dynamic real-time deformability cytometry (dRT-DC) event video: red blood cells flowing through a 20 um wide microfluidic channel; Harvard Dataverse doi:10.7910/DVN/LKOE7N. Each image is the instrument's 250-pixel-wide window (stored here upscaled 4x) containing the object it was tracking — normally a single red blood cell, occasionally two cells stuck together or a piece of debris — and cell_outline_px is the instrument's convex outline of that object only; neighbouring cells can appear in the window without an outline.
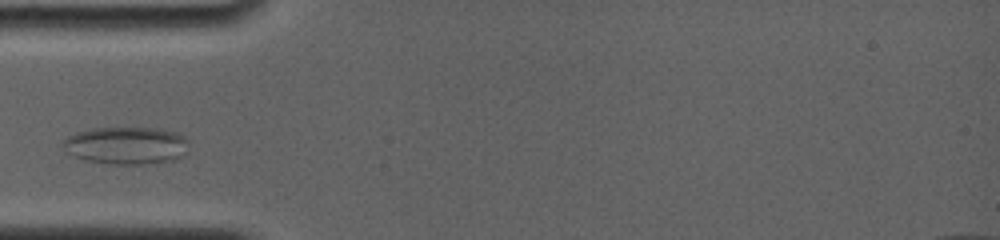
{"species": "common noctule bat (a hibernating species)", "species_latin": "Nyctalus noctula", "temperature_condition": "room temperature", "stored_images_in_passage": 19, "camera_frame_rate_fps": 4000, "um_per_image_px": 0.085, "animal": {"sex": "female", "body_mass_g": 19.0, "forearm_length_mm": 56.7}, "frame": {"image": 1, "passage_image": 1, "time_ms": 0.0, "image_size_px": [1000, 240], "cell_outline_px": [[188, 144], [184, 156], [176, 160], [140, 164], [112, 164], [88, 160], [76, 156], [68, 152], [64, 148], [64, 140], [68, 136], [76, 132], [92, 128], [156, 128], [176, 132], [184, 136], [188, 140]], "centroid_in_image_um": [10.78, 12.36], "position_along_channel_um": 74.2, "area_um2": 27.34}}
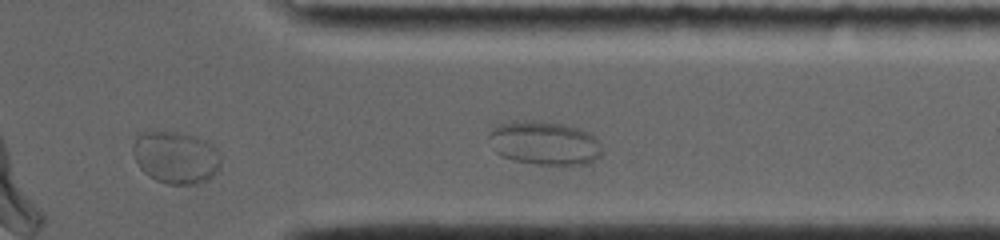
{"frame": {"image": 2, "passage_image": 16, "time_ms": 8.0, "image_size_px": [1000, 240], "cell_outline_px": [[220, 168], [208, 180], [192, 184], [168, 184], [156, 180], [148, 176], [140, 168], [132, 152], [132, 144], [136, 132], [176, 132], [192, 136], [204, 140], [212, 144], [220, 152]], "centroid_in_image_um": [14.92, 13.37], "position_along_channel_um": 396.5, "area_um2": 26.93}}